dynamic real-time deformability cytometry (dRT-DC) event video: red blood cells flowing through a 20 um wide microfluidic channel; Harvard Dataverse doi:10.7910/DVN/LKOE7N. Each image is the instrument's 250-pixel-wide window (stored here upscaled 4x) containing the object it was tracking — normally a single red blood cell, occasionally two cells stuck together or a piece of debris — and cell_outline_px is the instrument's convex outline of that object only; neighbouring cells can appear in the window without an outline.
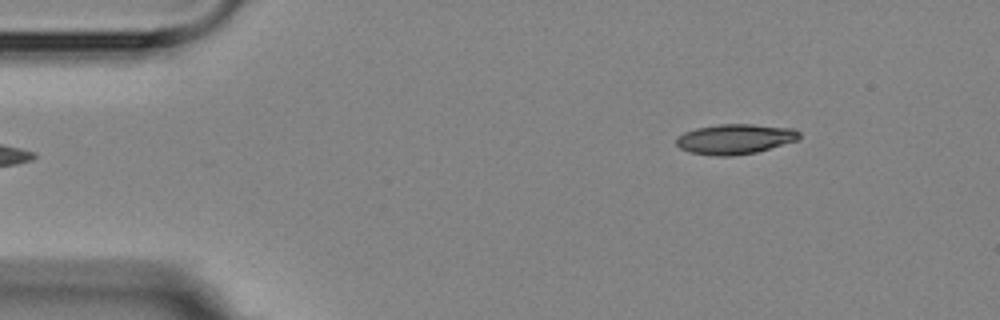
{"species": "Egyptian fruit bat (a non-hibernating species)", "species_latin": "Rousettus aegyptiacus", "temperature_condition": "room temperature", "stored_images_in_passage": 2, "camera_frame_rate_fps": 3000, "um_per_image_px": 0.085, "animal": {"sex": "female"}, "frame": {"image": 1, "passage_image": 2, "time_ms": 1.0, "image_size_px": [1000, 320], "cell_outline_px": [[800, 136], [796, 140], [756, 152], [732, 156], [716, 156], [688, 152], [680, 148], [676, 144], [676, 136], [684, 132], [696, 128], [716, 124], [752, 124], [792, 128], [800, 132]], "centroid_in_image_um": [62.42, 11.81], "position_along_channel_um": 22.6, "area_um2": 21.56}}